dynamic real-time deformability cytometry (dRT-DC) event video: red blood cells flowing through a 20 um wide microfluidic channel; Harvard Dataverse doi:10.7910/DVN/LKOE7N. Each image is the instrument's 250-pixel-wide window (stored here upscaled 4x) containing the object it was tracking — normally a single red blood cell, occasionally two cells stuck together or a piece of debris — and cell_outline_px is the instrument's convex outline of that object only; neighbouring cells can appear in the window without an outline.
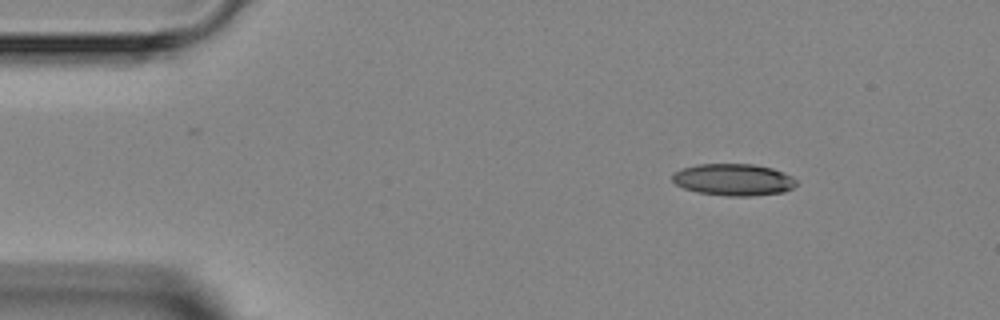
{"species": "Egyptian fruit bat (a non-hibernating species)", "species_latin": "Rousettus aegyptiacus", "temperature_condition": "room temperature", "stored_images_in_passage": 3, "camera_frame_rate_fps": 3000, "um_per_image_px": 0.085, "animal": {"sex": "female"}, "frame": {"image": 1, "passage_image": 1, "time_ms": 0.0, "image_size_px": [1000, 320], "cell_outline_px": [[796, 184], [792, 188], [784, 192], [752, 196], [728, 196], [696, 192], [684, 188], [676, 184], [672, 180], [672, 172], [680, 168], [696, 164], [752, 164], [772, 168], [792, 176], [796, 180]], "centroid_in_image_um": [62.31, 15.27], "position_along_channel_um": 22.7, "area_um2": 23.18}}
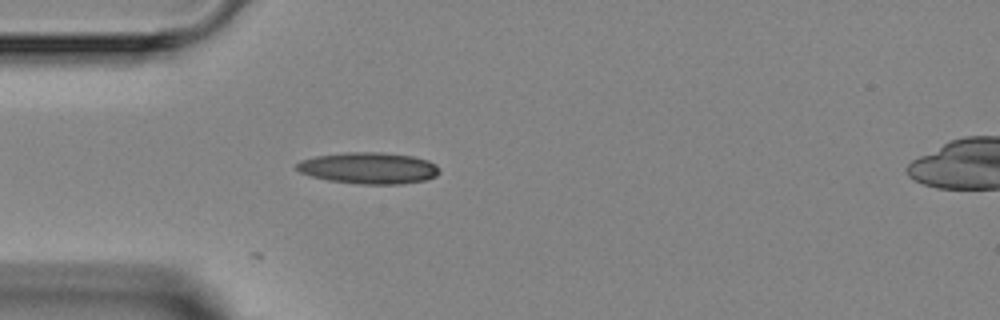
{"frame": {"image": 2, "passage_image": 3, "time_ms": 2.333, "image_size_px": [1000, 320], "cell_outline_px": [[440, 172], [436, 176], [424, 180], [400, 184], [360, 184], [328, 180], [312, 176], [300, 172], [296, 168], [296, 164], [300, 160], [316, 156], [344, 152], [380, 152], [412, 156], [428, 160], [436, 164], [440, 168]], "centroid_in_image_um": [31.35, 14.28], "position_along_channel_um": 53.6, "area_um2": 26.18}}